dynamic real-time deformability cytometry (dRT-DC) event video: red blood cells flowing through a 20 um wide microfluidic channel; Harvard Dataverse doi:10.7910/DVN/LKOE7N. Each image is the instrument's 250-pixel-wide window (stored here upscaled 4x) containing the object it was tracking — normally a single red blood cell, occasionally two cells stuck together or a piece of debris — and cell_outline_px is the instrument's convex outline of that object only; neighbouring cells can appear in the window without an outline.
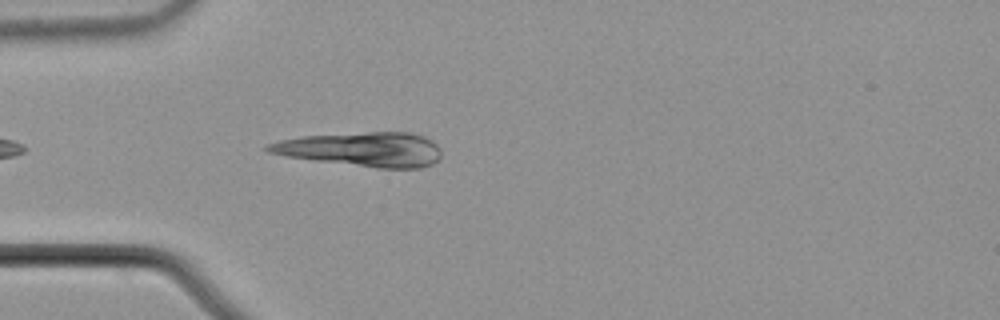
{"species": "common noctule bat (a hibernating species)", "species_latin": "Nyctalus noctula", "temperature_condition": "cold", "stored_images_in_passage": 21, "camera_frame_rate_fps": 3000, "um_per_image_px": 0.085, "animal": {"sex": "male", "body_mass_g": 21.5, "forearm_length_mm": 52.0}, "frame": {"image": 1, "passage_image": 1, "time_ms": 0.0, "image_size_px": [1000, 320], "cell_outline_px": [[440, 156], [432, 164], [420, 168], [376, 168], [316, 160], [288, 156], [268, 152], [264, 148], [268, 144], [280, 140], [304, 136], [368, 132], [408, 132], [424, 136], [432, 140], [440, 148]], "centroid_in_image_um": [30.82, 12.69], "position_along_channel_um": 54.2, "area_um2": 34.33}}